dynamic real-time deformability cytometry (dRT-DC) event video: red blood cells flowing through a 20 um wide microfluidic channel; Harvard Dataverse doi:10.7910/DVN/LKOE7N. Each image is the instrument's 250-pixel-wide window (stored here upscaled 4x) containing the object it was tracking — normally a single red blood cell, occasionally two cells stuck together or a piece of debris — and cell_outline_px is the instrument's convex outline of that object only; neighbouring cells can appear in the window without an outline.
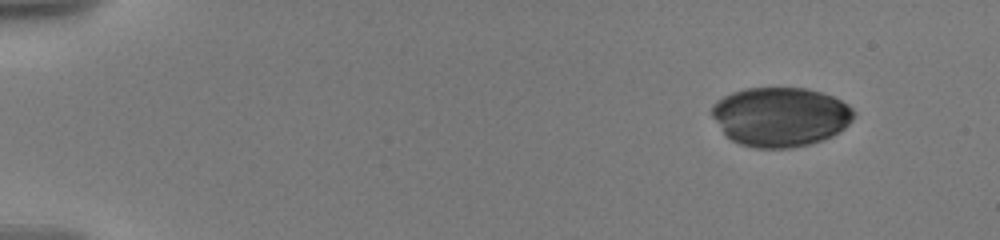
{"species": "human", "species_latin": "Homo sapiens", "temperature_condition": "warm", "stored_images_in_passage": 52, "camera_frame_rate_fps": 3000, "um_per_image_px": 0.085, "donor": {"sex": "male"}, "frame": {"image": 1, "passage_image": 1, "time_ms": 0.0, "image_size_px": [1000, 240], "cell_outline_px": [[852, 120], [844, 128], [832, 136], [808, 144], [792, 148], [756, 148], [740, 144], [732, 140], [724, 132], [712, 116], [712, 104], [716, 100], [732, 92], [744, 88], [804, 88], [820, 92], [832, 96], [848, 104], [852, 108]], "centroid_in_image_um": [66.31, 9.92], "position_along_channel_um": 18.7, "area_um2": 48.78}}
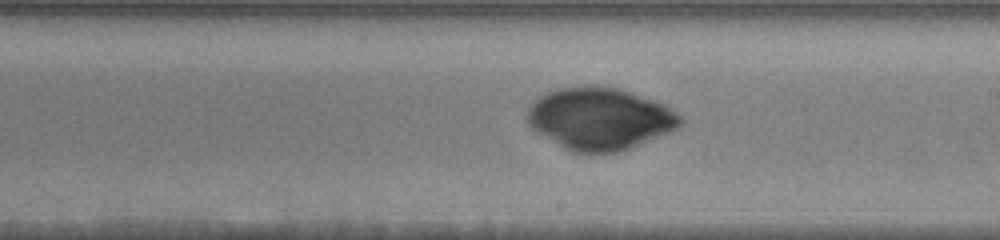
{"frame": {"image": 2, "passage_image": 27, "time_ms": 9.667, "image_size_px": [1000, 240], "cell_outline_px": [[680, 124], [676, 128], [668, 132], [620, 152], [572, 152], [564, 148], [532, 128], [528, 124], [528, 108], [540, 96], [556, 88], [584, 84], [596, 84], [616, 88], [632, 92], [664, 104], [676, 112], [680, 116]], "centroid_in_image_um": [50.96, 10.05], "position_along_channel_um": 238.0, "area_um2": 55.03}}
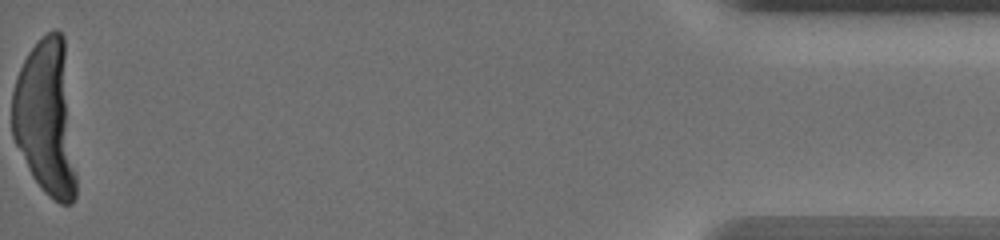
{"frame": {"image": 3, "passage_image": 52, "time_ms": 17.333, "image_size_px": [1000, 240], "cell_outline_px": [[76, 196], [72, 204], [60, 204], [48, 196], [44, 192], [32, 176], [12, 136], [12, 92], [16, 76], [28, 52], [52, 28], [56, 28], [64, 36], [76, 172]], "centroid_in_image_um": [3.91, 10.05], "position_along_channel_um": 431.3, "area_um2": 58.32}}